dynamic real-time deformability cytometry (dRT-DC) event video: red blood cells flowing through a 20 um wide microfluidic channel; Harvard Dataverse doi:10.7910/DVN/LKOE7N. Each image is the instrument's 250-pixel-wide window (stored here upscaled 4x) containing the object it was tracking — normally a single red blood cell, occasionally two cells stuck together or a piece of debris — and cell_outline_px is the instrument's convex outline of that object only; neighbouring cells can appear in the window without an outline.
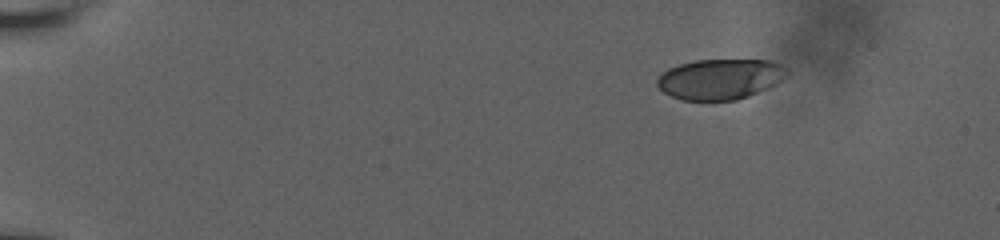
{"species": "human", "species_latin": "Homo sapiens", "temperature_condition": "room temperature", "stored_images_in_passage": 50, "camera_frame_rate_fps": 3000, "um_per_image_px": 0.085, "donor": {"sex": "male"}, "frame": {"image": 1, "passage_image": 1, "time_ms": 0.0, "image_size_px": [1000, 240], "cell_outline_px": [[792, 72], [788, 76], [776, 84], [748, 96], [736, 100], [680, 100], [664, 92], [656, 84], [656, 80], [668, 68], [680, 64], [696, 60], [768, 60], [780, 64], [788, 68]], "centroid_in_image_um": [61.25, 6.72], "position_along_channel_um": 23.7, "area_um2": 30.69}}
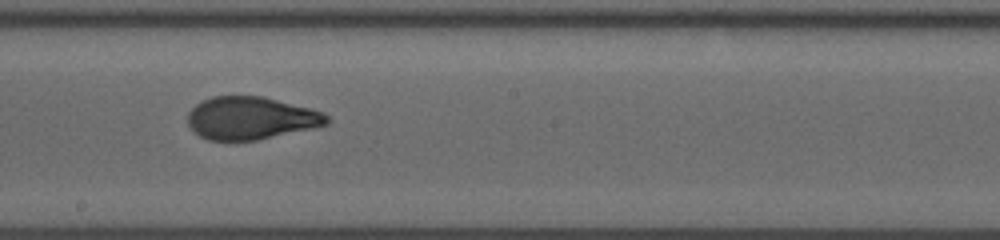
{"frame": {"image": 2, "passage_image": 27, "time_ms": 8.667, "image_size_px": [1000, 240], "cell_outline_px": [[332, 120], [328, 124], [312, 128], [256, 140], [208, 140], [200, 136], [188, 124], [188, 112], [196, 104], [212, 96], [260, 96], [312, 108], [324, 112]], "centroid_in_image_um": [21.35, 10.03], "position_along_channel_um": 226.8, "area_um2": 34.45}}
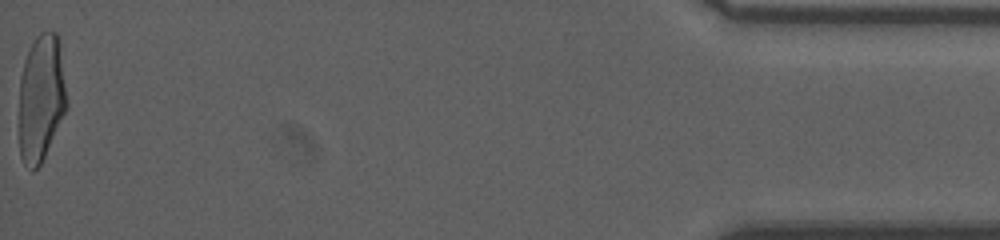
{"frame": {"image": 3, "passage_image": 50, "time_ms": 16.333, "image_size_px": [1000, 240], "cell_outline_px": [[68, 108], [40, 164], [32, 172], [24, 164], [20, 156], [20, 76], [24, 60], [36, 36], [40, 32], [56, 32], [60, 40], [68, 104]], "centroid_in_image_um": [3.52, 8.31], "position_along_channel_um": 431.7, "area_um2": 35.55}, "authors_computed_cell_mechanics": {"area_um2": 34.9979, "velocity_mm_per_s": 3.8007, "shape_relaxation_time_tau1_ms": 6.0753, "shape_relaxation_time_tau2_ms": 0.8658, "deformation_change_tau1": 0.2281, "deformation_change_tau2": 0.0618}}